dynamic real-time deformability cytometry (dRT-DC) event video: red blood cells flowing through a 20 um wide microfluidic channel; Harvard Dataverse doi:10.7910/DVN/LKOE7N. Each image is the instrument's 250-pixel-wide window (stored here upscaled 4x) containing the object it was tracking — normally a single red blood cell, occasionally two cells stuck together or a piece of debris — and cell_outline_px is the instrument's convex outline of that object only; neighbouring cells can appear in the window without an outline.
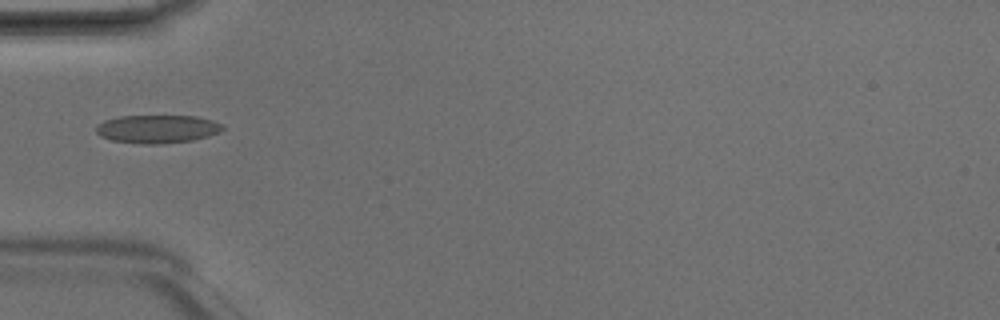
{"species": "Egyptian fruit bat (a non-hibernating species)", "species_latin": "Rousettus aegyptiacus", "temperature_condition": "room temperature", "stored_images_in_passage": 6, "camera_frame_rate_fps": 3000, "um_per_image_px": 0.085, "animal": {"sex": "male"}, "frame": {"image": 1, "passage_image": 5, "time_ms": 1.333, "image_size_px": [1000, 320], "cell_outline_px": [[224, 128], [220, 132], [208, 136], [192, 140], [160, 144], [144, 144], [112, 140], [100, 136], [96, 132], [96, 124], [104, 120], [120, 116], [196, 116], [212, 120], [220, 124]], "centroid_in_image_um": [13.34, 10.96], "position_along_channel_um": 71.7, "area_um2": 20.75}}